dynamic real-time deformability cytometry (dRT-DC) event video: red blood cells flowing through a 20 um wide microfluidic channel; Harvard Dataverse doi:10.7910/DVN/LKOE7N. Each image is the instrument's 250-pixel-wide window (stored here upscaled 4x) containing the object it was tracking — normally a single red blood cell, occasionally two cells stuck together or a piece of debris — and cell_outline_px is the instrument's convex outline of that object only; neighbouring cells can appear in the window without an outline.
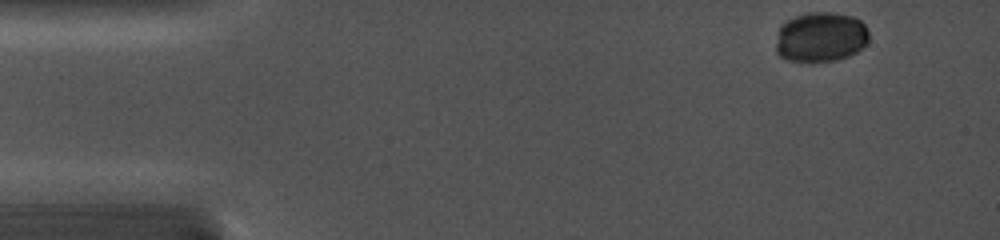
{"species": "common noctule bat (a hibernating species)", "species_latin": "Nyctalus noctula", "temperature_condition": "cold", "stored_images_in_passage": 9, "camera_frame_rate_fps": 5000, "um_per_image_px": 0.085, "animal": {"sex": "female", "body_mass_g": 19.0, "forearm_length_mm": 56.7}, "frame": {"image": 1, "passage_image": 1, "time_ms": 0.0, "image_size_px": [1000, 240], "cell_outline_px": [[868, 40], [856, 52], [848, 56], [836, 60], [808, 64], [788, 60], [780, 56], [776, 52], [776, 44], [780, 28], [788, 20], [796, 16], [808, 12], [832, 12], [852, 16], [860, 20], [868, 28]], "centroid_in_image_um": [69.76, 3.18], "position_along_channel_um": 15.2, "area_um2": 27.34}}
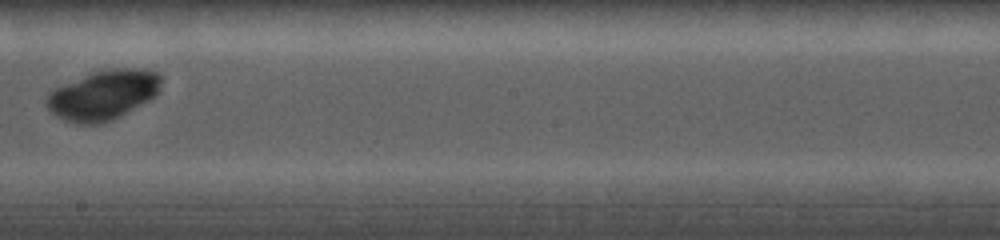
{"frame": {"image": 2, "passage_image": 8, "time_ms": 8.2, "image_size_px": [1000, 240], "cell_outline_px": [[160, 92], [156, 96], [120, 116], [100, 124], [76, 124], [64, 120], [56, 116], [44, 104], [44, 100], [48, 92], [64, 84], [96, 72], [108, 68], [144, 68], [160, 72]], "centroid_in_image_um": [8.78, 8.07], "position_along_channel_um": 239.4, "area_um2": 33.23}}
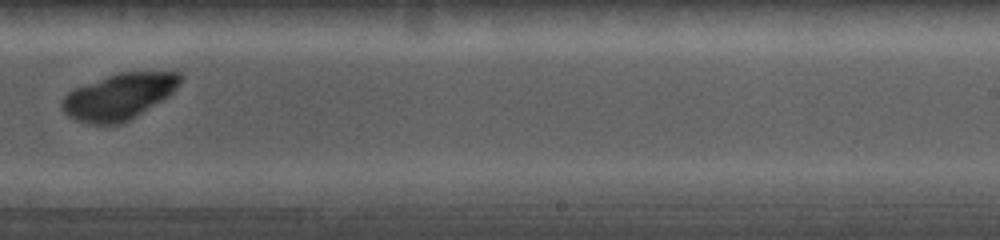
{"frame": {"image": 3, "passage_image": 9, "time_ms": 9.2, "image_size_px": [1000, 240], "cell_outline_px": [[184, 76], [176, 88], [168, 96], [136, 116], [120, 124], [88, 124], [76, 120], [68, 116], [60, 108], [60, 100], [68, 92], [76, 88], [108, 76], [120, 72], [180, 72]], "centroid_in_image_um": [10.09, 8.21], "position_along_channel_um": 278.9, "area_um2": 31.5}}